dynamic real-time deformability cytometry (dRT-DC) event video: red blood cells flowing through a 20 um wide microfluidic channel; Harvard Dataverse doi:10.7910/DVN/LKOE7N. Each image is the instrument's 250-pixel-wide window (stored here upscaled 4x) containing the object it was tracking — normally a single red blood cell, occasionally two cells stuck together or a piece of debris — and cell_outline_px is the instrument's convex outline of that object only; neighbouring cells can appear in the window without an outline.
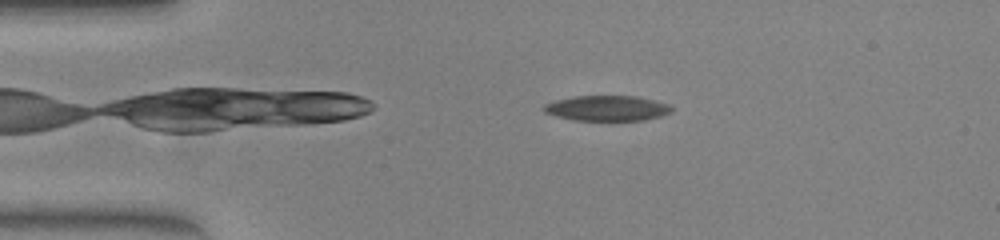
{"species": "common noctule bat (a hibernating species)", "species_latin": "Nyctalus noctula", "temperature_condition": "warm", "stored_images_in_passage": 47, "camera_frame_rate_fps": 3000, "um_per_image_px": 0.085, "animal": {"sex": "female", "body_mass_g": 23.0, "forearm_length_mm": 53.4}, "frame": {"image": 1, "passage_image": 6, "time_ms": 1.667, "image_size_px": [1000, 240], "cell_outline_px": [[672, 112], [660, 116], [644, 120], [576, 120], [556, 116], [544, 112], [540, 108], [544, 104], [556, 100], [576, 96], [636, 96], [668, 104], [672, 108]], "centroid_in_image_um": [51.57, 9.2], "position_along_channel_um": 33.4, "area_um2": 18.73}}
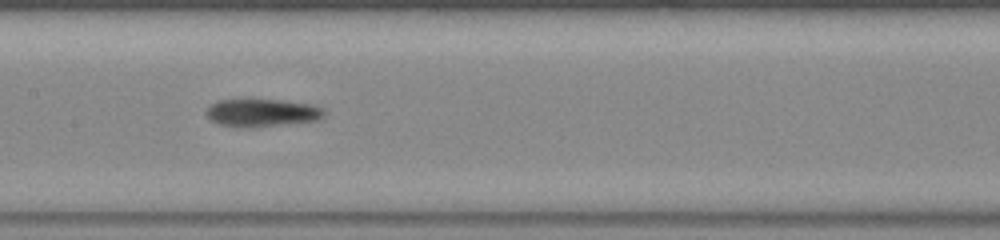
{"frame": {"image": 2, "passage_image": 21, "time_ms": 6.667, "image_size_px": [1000, 240], "cell_outline_px": [[324, 112], [316, 120], [248, 128], [240, 128], [220, 124], [212, 120], [204, 112], [216, 100], [280, 100], [308, 104], [320, 108]], "centroid_in_image_um": [22.17, 9.59], "position_along_channel_um": 185.2, "area_um2": 18.55}}
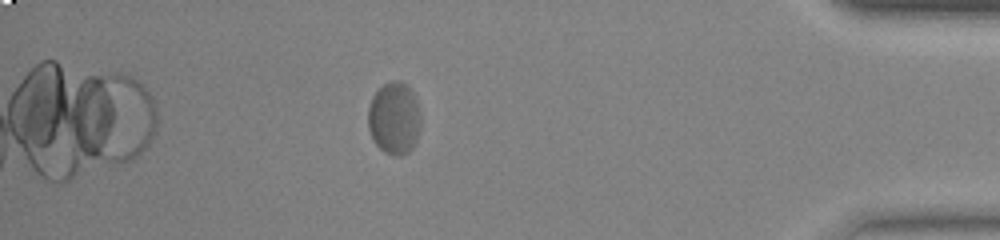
{"frame": {"image": 3, "passage_image": 41, "time_ms": 13.333, "image_size_px": [1000, 240], "cell_outline_px": [[420, 124], [412, 148], [408, 152], [384, 152], [372, 140], [368, 128], [368, 108], [372, 96], [384, 84], [392, 80], [400, 80], [408, 84], [416, 100], [420, 120]], "centroid_in_image_um": [33.47, 9.98], "position_along_channel_um": 401.7, "area_um2": 21.73}, "authors_computed_cell_mechanics": {"area_um2": 19.7676, "velocity_mm_per_s": 3.9158, "shape_relaxation_time_tau1_ms": 9.327, "shape_relaxation_time_tau2_ms": 1.7741, "deformation_change_tau1": 0.2141, "deformation_change_tau2": 0.0493}}